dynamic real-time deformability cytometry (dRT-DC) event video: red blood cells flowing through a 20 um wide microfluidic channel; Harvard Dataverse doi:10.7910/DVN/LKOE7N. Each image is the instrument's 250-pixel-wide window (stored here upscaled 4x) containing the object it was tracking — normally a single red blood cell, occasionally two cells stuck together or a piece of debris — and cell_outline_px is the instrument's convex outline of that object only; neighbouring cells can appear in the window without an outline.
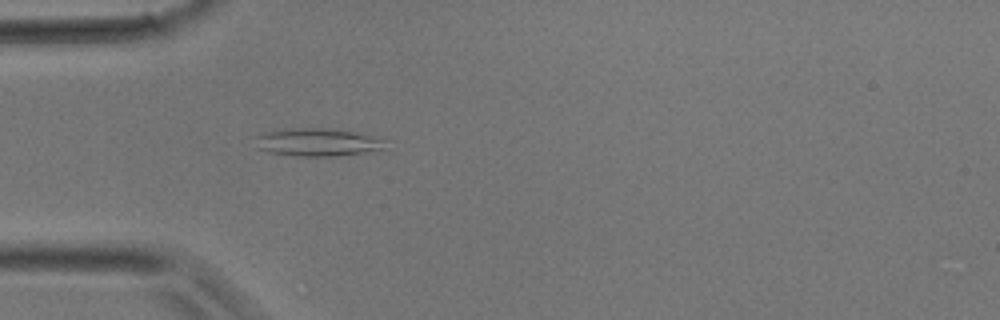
{"species": "common noctule bat (a hibernating species)", "species_latin": "Nyctalus noctula", "temperature_condition": "room temperature", "stored_images_in_passage": 30, "camera_frame_rate_fps": 3000, "um_per_image_px": 0.085, "animal": {"sex": "male", "body_mass_g": 17.9}, "frame": {"image": 1, "passage_image": 2, "time_ms": 0.333, "image_size_px": [1000, 320], "cell_outline_px": [[384, 140], [380, 148], [360, 152], [336, 156], [296, 156], [268, 152], [256, 148], [256, 136], [268, 132], [292, 128], [328, 128], [352, 132], [372, 136]], "centroid_in_image_um": [26.87, 12.09], "position_along_channel_um": 58.1, "area_um2": 20.46}}
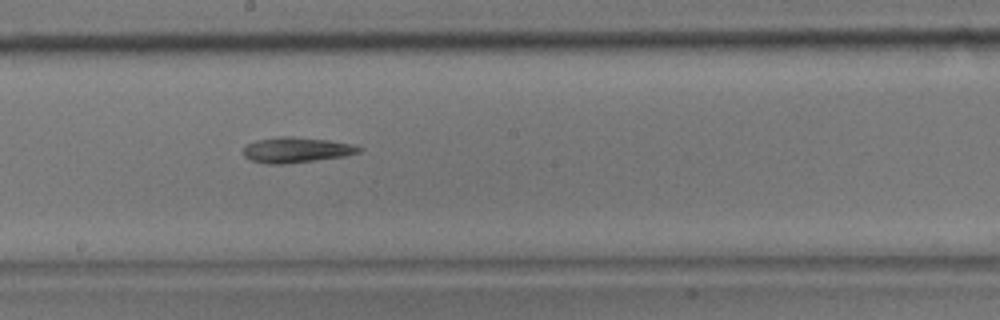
{"frame": {"image": 2, "passage_image": 12, "time_ms": 3.667, "image_size_px": [1000, 320], "cell_outline_px": [[364, 148], [360, 152], [344, 156], [288, 164], [268, 164], [252, 160], [244, 156], [244, 148], [248, 144], [260, 140], [280, 136], [288, 136], [328, 140], [352, 144]], "centroid_in_image_um": [25.23, 12.75], "position_along_channel_um": 223.0, "area_um2": 16.94}}
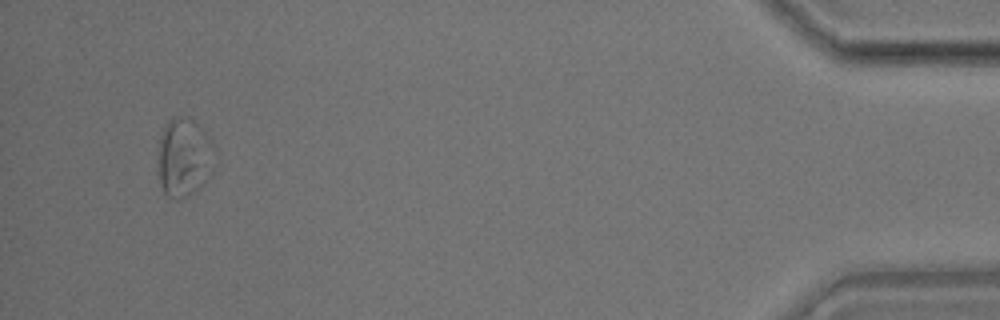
{"frame": {"image": 3, "passage_image": 28, "time_ms": 9.0, "image_size_px": [1000, 320], "cell_outline_px": [[216, 168], [212, 176], [200, 188], [188, 196], [168, 196], [164, 192], [160, 184], [160, 136], [168, 120], [188, 116], [208, 136], [212, 144], [216, 164]], "centroid_in_image_um": [15.72, 13.4], "position_along_channel_um": 419.5, "area_um2": 25.61}}